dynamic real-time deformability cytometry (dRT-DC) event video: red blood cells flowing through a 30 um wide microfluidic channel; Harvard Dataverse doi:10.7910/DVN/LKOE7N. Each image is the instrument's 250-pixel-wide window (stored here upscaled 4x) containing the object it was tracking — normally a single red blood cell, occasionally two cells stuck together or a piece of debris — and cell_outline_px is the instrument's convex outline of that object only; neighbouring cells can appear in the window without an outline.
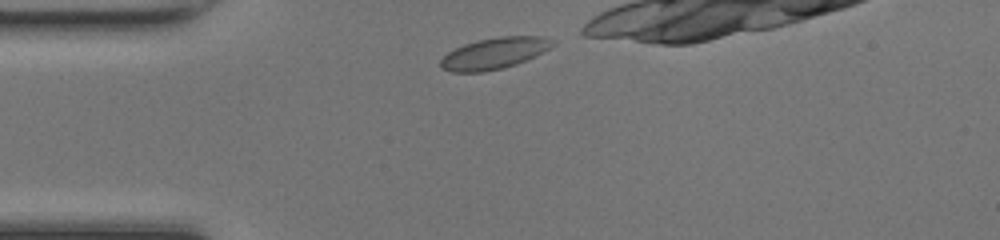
{"species": "common noctule bat (a hibernating species)", "species_latin": "Nyctalus noctula", "temperature_condition": "room temperature", "stored_images_in_passage": 10, "camera_frame_rate_fps": 3000, "um_per_image_px": 0.085, "animal": {"sex": "female", "body_mass_g": 17.0, "forearm_length_mm": 48.0}, "frame": {"image": 1, "passage_image": 1, "time_ms": 0.0, "image_size_px": [1000, 240], "cell_outline_px": [[556, 44], [516, 64], [484, 72], [452, 72], [440, 68], [440, 60], [448, 52], [464, 44], [476, 40], [500, 36], [544, 36], [556, 40]], "centroid_in_image_um": [41.99, 4.52], "position_along_channel_um": 43.0, "area_um2": 20.29}}
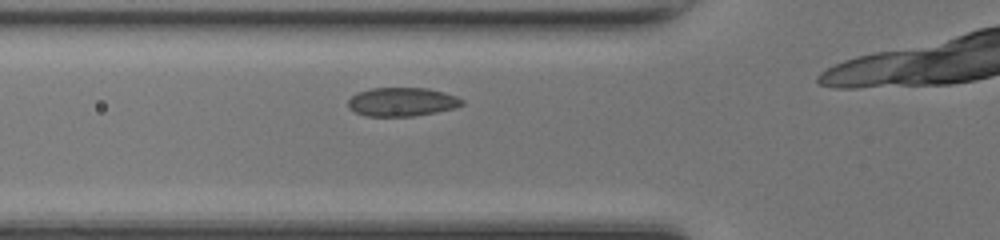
{"frame": {"image": 2, "passage_image": 6, "time_ms": 1.667, "image_size_px": [1000, 240], "cell_outline_px": [[464, 104], [456, 108], [436, 112], [412, 116], [368, 116], [356, 112], [348, 108], [348, 100], [356, 92], [372, 88], [428, 88], [456, 96], [464, 100]], "centroid_in_image_um": [34.17, 8.66], "position_along_channel_um": 91.6, "area_um2": 19.07}}
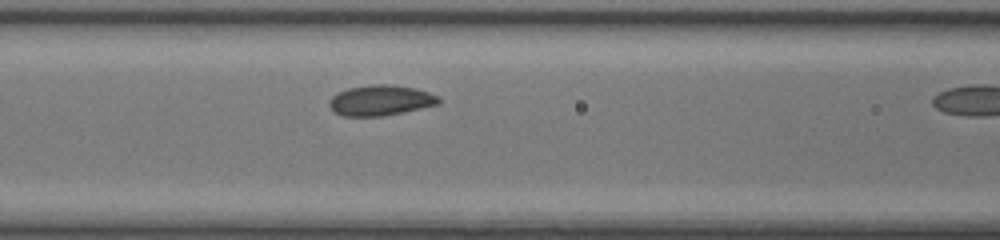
{"frame": {"image": 3, "passage_image": 9, "time_ms": 2.667, "image_size_px": [1000, 240], "cell_outline_px": [[440, 104], [384, 116], [344, 116], [336, 112], [328, 104], [328, 100], [336, 92], [348, 88], [372, 84], [392, 84], [416, 88], [440, 96]], "centroid_in_image_um": [32.36, 8.52], "position_along_channel_um": 134.2, "area_um2": 19.59}}